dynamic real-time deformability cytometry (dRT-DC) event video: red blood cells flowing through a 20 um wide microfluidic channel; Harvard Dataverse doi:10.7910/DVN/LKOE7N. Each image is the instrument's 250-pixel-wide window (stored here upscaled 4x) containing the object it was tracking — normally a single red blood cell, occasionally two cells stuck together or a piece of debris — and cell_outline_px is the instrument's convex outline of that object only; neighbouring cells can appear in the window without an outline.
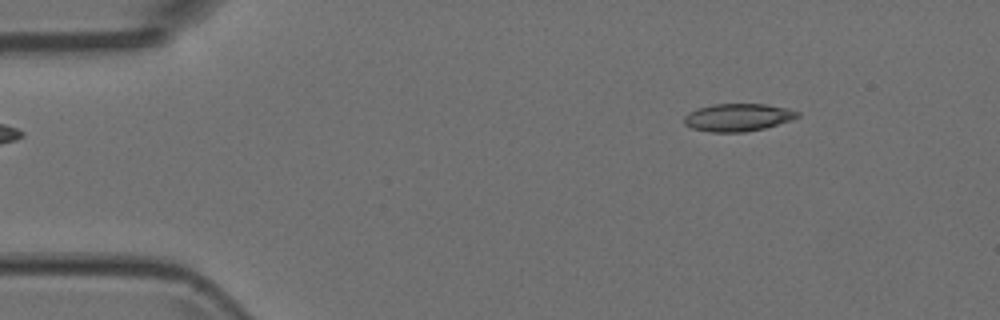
{"species": "Egyptian fruit bat (a non-hibernating species)", "species_latin": "Rousettus aegyptiacus", "temperature_condition": "room temperature", "stored_images_in_passage": 4, "camera_frame_rate_fps": 3000, "um_per_image_px": 0.085, "animal": {"sex": "female"}, "frame": {"image": 1, "passage_image": 1, "time_ms": 0.0, "image_size_px": [1000, 320], "cell_outline_px": [[800, 116], [792, 120], [764, 128], [744, 132], [712, 132], [692, 128], [684, 124], [684, 116], [688, 112], [696, 108], [712, 104], [764, 104], [788, 108], [800, 112]], "centroid_in_image_um": [62.72, 9.97], "position_along_channel_um": 22.3, "area_um2": 18.38}}